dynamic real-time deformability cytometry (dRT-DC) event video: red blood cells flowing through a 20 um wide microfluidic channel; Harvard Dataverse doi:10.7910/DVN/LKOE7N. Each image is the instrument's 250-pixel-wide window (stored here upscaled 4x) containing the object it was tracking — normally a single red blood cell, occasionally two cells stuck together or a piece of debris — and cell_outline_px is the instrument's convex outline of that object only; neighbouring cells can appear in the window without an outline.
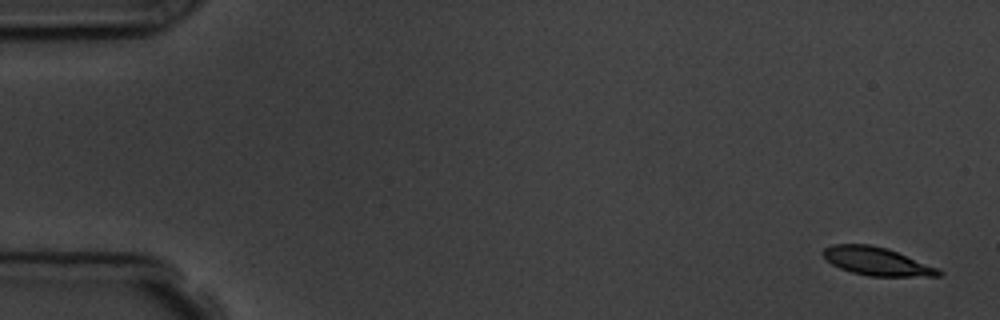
{"species": "common noctule bat (a hibernating species)", "species_latin": "Nyctalus noctula", "temperature_condition": "room temperature", "stored_images_in_passage": 5, "camera_frame_rate_fps": 3000, "um_per_image_px": 0.085, "animal": {"sex": "male", "body_mass_g": 19.5, "forearm_length_mm": 54.6}, "frame": {"image": 1, "passage_image": 1, "time_ms": 0.0, "image_size_px": [1000, 320], "cell_outline_px": [[944, 272], [940, 276], [868, 276], [852, 272], [840, 268], [832, 264], [820, 252], [824, 248], [832, 244], [868, 244], [888, 248], [940, 268]], "centroid_in_image_um": [74.56, 22.21], "position_along_channel_um": 10.4, "area_um2": 19.13}}
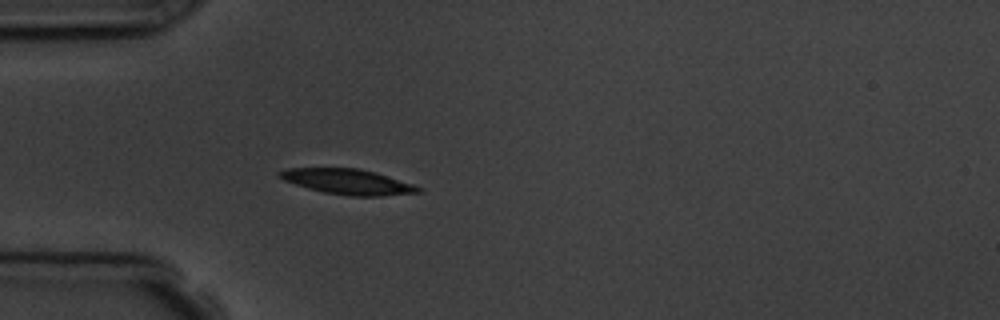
{"frame": {"image": 2, "passage_image": 5, "time_ms": 4.667, "image_size_px": [1000, 320], "cell_outline_px": [[424, 192], [380, 196], [352, 196], [324, 192], [308, 188], [284, 180], [276, 176], [276, 172], [288, 168], [360, 168], [412, 184], [420, 188]], "centroid_in_image_um": [29.52, 15.44], "position_along_channel_um": 55.5, "area_um2": 20.23}}